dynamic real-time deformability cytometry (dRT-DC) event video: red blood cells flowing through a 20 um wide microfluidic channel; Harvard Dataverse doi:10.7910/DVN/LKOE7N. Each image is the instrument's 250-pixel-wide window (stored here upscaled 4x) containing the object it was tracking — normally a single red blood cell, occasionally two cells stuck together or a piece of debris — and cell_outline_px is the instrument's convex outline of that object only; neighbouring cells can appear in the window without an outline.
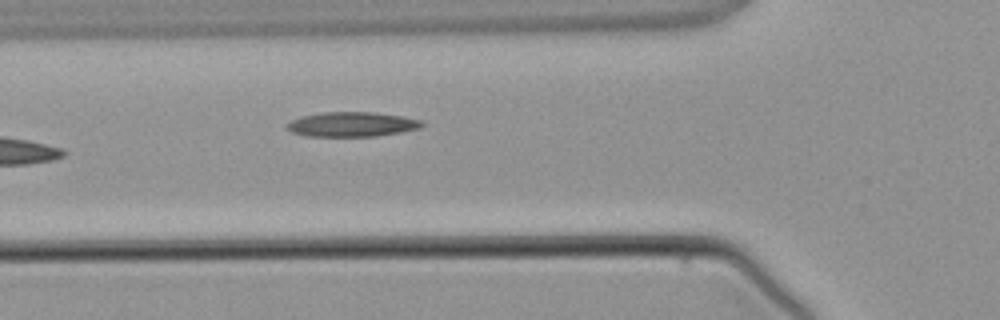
{"species": "common noctule bat (a hibernating species)", "species_latin": "Nyctalus noctula", "temperature_condition": "warm", "stored_images_in_passage": 4, "camera_frame_rate_fps": 3000, "um_per_image_px": 0.085, "animal": {"sex": "male", "body_mass_g": 21.5, "forearm_length_mm": 52.0}, "frame": {"image": 1, "passage_image": 4, "time_ms": 5.333, "image_size_px": [1000, 320], "cell_outline_px": [[424, 124], [420, 128], [400, 132], [376, 136], [304, 136], [292, 132], [284, 128], [284, 124], [292, 120], [304, 116], [324, 112], [376, 112], [400, 116], [420, 120]], "centroid_in_image_um": [29.86, 10.57], "position_along_channel_um": 95.9, "area_um2": 19.36}}